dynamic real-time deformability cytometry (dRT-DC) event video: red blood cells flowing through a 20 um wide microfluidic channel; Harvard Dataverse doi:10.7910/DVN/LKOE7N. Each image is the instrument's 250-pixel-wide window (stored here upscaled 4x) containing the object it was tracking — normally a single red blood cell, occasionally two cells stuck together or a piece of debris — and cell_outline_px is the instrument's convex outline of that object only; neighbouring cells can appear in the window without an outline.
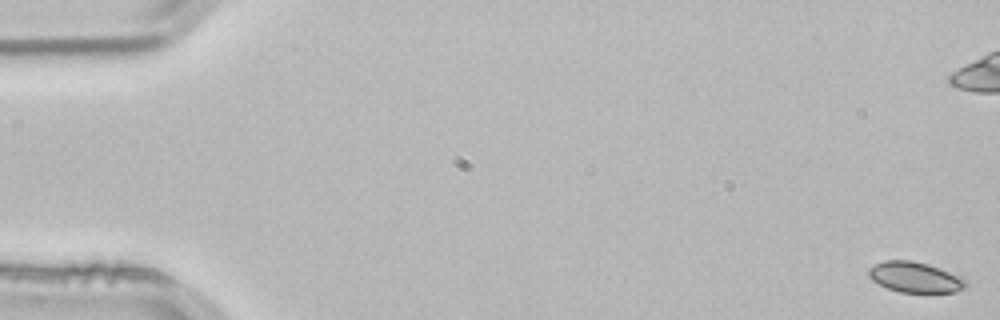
{"species": "common noctule bat (a hibernating species)", "species_latin": "Nyctalus noctula", "temperature_condition": "room temperature", "stored_images_in_passage": 55, "camera_frame_rate_fps": 3000, "um_per_image_px": 0.085, "animal": {"sex": "male", "body_mass_g": 21.5, "forearm_length_mm": 52.0}, "frame": {"image": 1, "passage_image": 1, "time_ms": 0.0, "image_size_px": [1000, 320], "cell_outline_px": [[968, 284], [964, 288], [956, 292], [900, 292], [888, 288], [872, 280], [868, 276], [868, 268], [884, 260], [912, 260], [928, 264], [948, 272], [964, 280]], "centroid_in_image_um": [77.73, 23.56], "position_along_channel_um": 7.3, "area_um2": 16.99}}
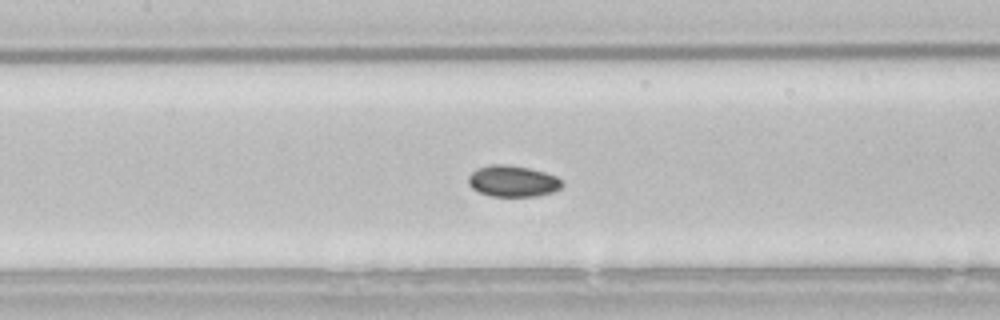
{"frame": {"image": 2, "passage_image": 25, "time_ms": 8.0, "image_size_px": [1000, 320], "cell_outline_px": [[564, 184], [560, 188], [552, 192], [536, 196], [492, 196], [480, 192], [472, 188], [468, 184], [468, 176], [476, 168], [488, 164], [508, 164], [532, 168], [556, 176]], "centroid_in_image_um": [43.56, 15.38], "position_along_channel_um": 163.8, "area_um2": 17.22}}
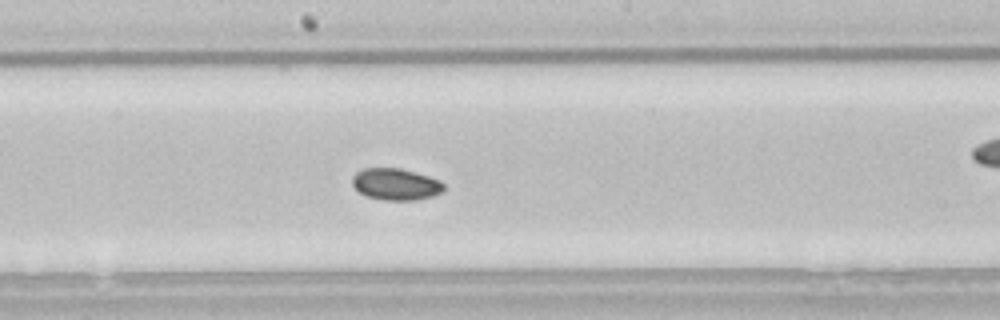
{"frame": {"image": 3, "passage_image": 29, "time_ms": 9.333, "image_size_px": [1000, 320], "cell_outline_px": [[444, 192], [432, 196], [416, 200], [384, 200], [368, 196], [360, 192], [352, 184], [352, 176], [356, 172], [364, 168], [400, 168], [416, 172], [440, 180], [444, 184]], "centroid_in_image_um": [33.66, 15.65], "position_along_channel_um": 214.5, "area_um2": 16.94}, "authors_computed_cell_mechanics": {"area_um2": 17.1666, "velocity_mm_per_s": 3.8143, "shape_relaxation_time_tau1_ms": 1.0083, "shape_relaxation_time_tau2_ms": null, "deformation_change_tau1": 0.0397, "deformation_change_tau2": null}}